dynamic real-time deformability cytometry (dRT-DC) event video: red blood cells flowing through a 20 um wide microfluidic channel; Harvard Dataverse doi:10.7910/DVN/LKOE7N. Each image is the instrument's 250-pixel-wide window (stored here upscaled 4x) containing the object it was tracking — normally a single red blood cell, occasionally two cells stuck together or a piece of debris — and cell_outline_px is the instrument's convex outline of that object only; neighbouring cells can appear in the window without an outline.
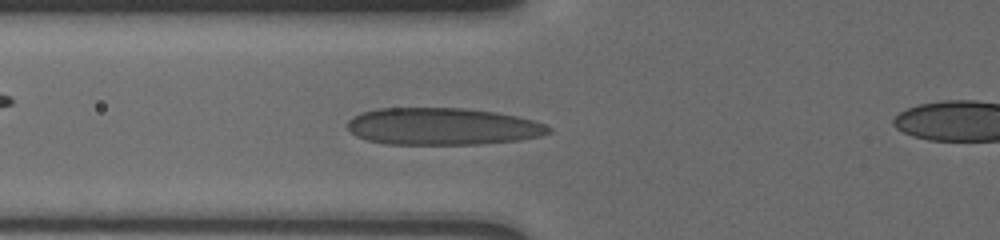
{"species": "human", "species_latin": "Homo sapiens", "temperature_condition": "cold", "stored_images_in_passage": 3, "segment_of_instrument_passage": [1, 2], "camera_frame_rate_fps": 3000, "um_per_image_px": 0.085, "donor": {"sex": "male"}, "frame": {"image": 1, "passage_image": 2, "time_ms": 0.667, "image_size_px": [1000, 240], "cell_outline_px": [[552, 132], [544, 136], [520, 140], [480, 144], [388, 144], [368, 140], [356, 136], [348, 128], [348, 120], [352, 116], [360, 112], [376, 108], [464, 108], [496, 112], [516, 116], [532, 120], [544, 124], [552, 128]], "centroid_in_image_um": [37.63, 10.74], "position_along_channel_um": 88.2, "area_um2": 43.75}}